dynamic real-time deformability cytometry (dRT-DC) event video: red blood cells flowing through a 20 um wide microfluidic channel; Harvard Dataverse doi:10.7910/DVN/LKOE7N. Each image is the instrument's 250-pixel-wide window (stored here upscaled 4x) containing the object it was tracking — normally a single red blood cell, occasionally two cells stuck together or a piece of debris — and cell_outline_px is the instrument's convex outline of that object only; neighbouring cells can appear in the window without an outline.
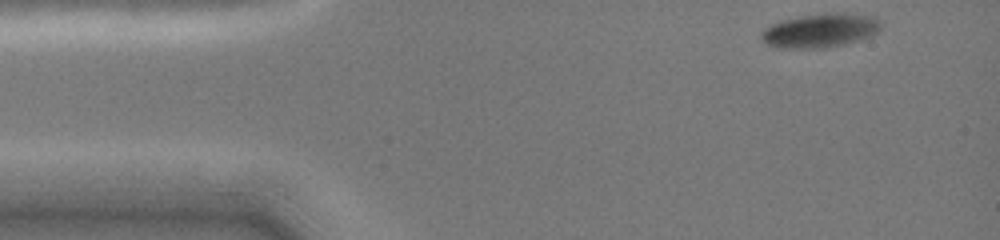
{"species": "common noctule bat (a hibernating species)", "species_latin": "Nyctalus noctula", "temperature_condition": "cold", "stored_images_in_passage": 52, "camera_frame_rate_fps": 3000, "um_per_image_px": 0.085, "animal": {"sex": "female", "body_mass_g": 19.0, "forearm_length_mm": 51.5}, "frame": {"image": 1, "passage_image": 1, "time_ms": 0.0, "image_size_px": [1000, 240], "cell_outline_px": [[880, 28], [876, 32], [860, 40], [844, 44], [824, 48], [788, 48], [768, 44], [760, 36], [760, 32], [764, 28], [772, 24], [784, 20], [804, 16], [864, 16], [876, 20], [880, 24]], "centroid_in_image_um": [69.62, 2.66], "position_along_channel_um": 15.4, "area_um2": 21.96}}
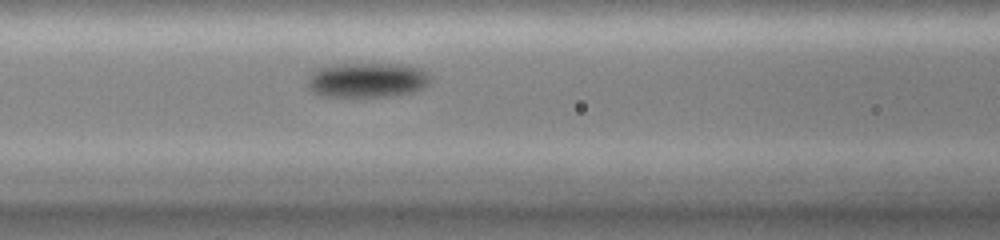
{"frame": {"image": 2, "passage_image": 22, "time_ms": 5.0, "image_size_px": [1000, 240], "cell_outline_px": [[432, 76], [428, 84], [424, 88], [412, 92], [388, 96], [320, 96], [312, 92], [308, 88], [308, 80], [312, 72], [316, 68], [324, 64], [408, 64], [420, 68], [428, 72]], "centroid_in_image_um": [31.21, 6.78], "position_along_channel_um": 135.4, "area_um2": 25.32}}
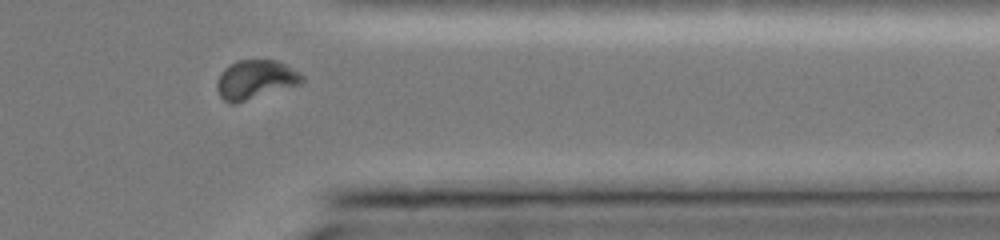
{"frame": {"image": 3, "passage_image": 44, "time_ms": 11.333, "image_size_px": [1000, 240], "cell_outline_px": [[304, 80], [300, 84], [236, 104], [232, 104], [224, 100], [220, 96], [216, 88], [216, 80], [220, 72], [224, 68], [236, 60], [276, 60], [300, 72], [304, 76]], "centroid_in_image_um": [21.68, 6.77], "position_along_channel_um": 389.7, "area_um2": 19.54}, "authors_computed_cell_mechanics": {"area_um2": 23.0333, "velocity_mm_per_s": 4.0197, "shape_relaxation_time_tau1_ms": 2.3254, "shape_relaxation_time_tau2_ms": null, "deformation_change_tau1": 0.0675, "deformation_change_tau2": null}}